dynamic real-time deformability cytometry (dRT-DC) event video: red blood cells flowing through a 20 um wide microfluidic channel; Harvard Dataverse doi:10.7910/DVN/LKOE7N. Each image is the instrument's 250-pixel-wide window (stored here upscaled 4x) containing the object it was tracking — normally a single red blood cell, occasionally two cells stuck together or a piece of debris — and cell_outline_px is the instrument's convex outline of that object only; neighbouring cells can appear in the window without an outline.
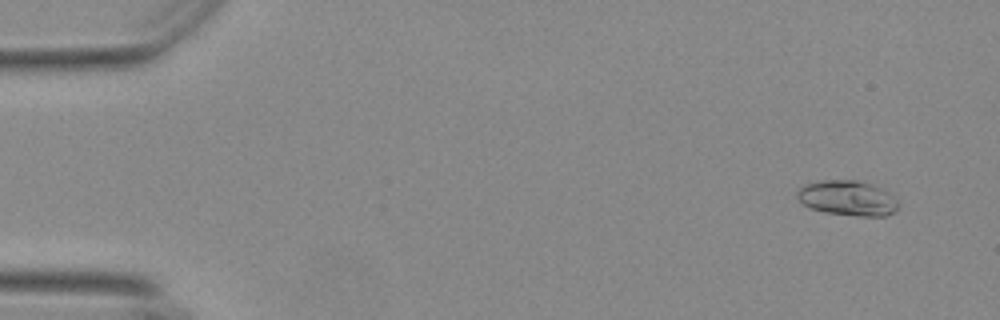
{"species": "Egyptian fruit bat (a non-hibernating species)", "species_latin": "Rousettus aegyptiacus", "temperature_condition": "warm", "stored_images_in_passage": 24, "camera_frame_rate_fps": 3000, "um_per_image_px": 0.085, "animal": {"sex": "female"}, "frame": {"image": 1, "passage_image": 2, "time_ms": 0.333, "image_size_px": [1000, 320], "cell_outline_px": [[896, 212], [888, 216], [860, 216], [824, 212], [808, 208], [796, 196], [796, 192], [804, 184], [820, 180], [856, 180], [872, 184], [884, 188], [896, 200]], "centroid_in_image_um": [72.03, 16.83], "position_along_channel_um": 13.0, "area_um2": 20.81}}
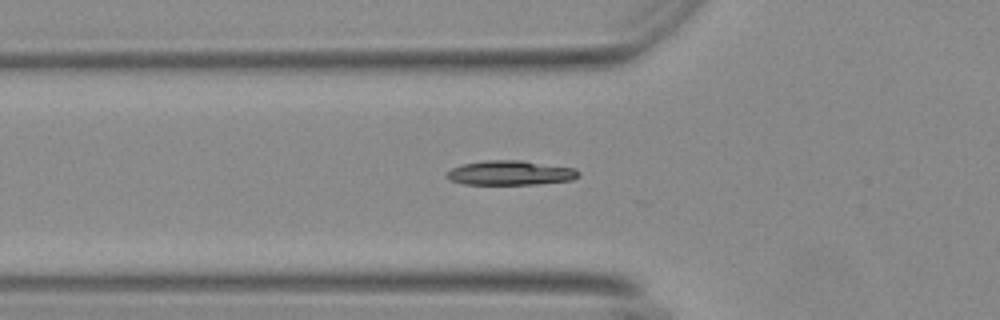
{"frame": {"image": 2, "passage_image": 18, "time_ms": 5.667, "image_size_px": [1000, 320], "cell_outline_px": [[580, 176], [572, 180], [536, 184], [464, 184], [452, 180], [444, 176], [452, 168], [464, 164], [484, 160], [520, 160], [576, 168], [580, 172]], "centroid_in_image_um": [43.42, 14.69], "position_along_channel_um": 82.4, "area_um2": 18.79}}
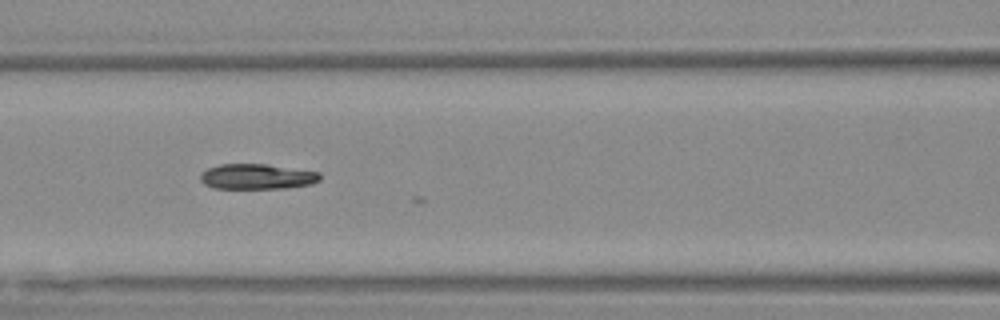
{"frame": {"image": 3, "passage_image": 23, "time_ms": 7.333, "image_size_px": [1000, 320], "cell_outline_px": [[320, 180], [312, 184], [284, 188], [212, 188], [204, 184], [200, 180], [200, 172], [208, 168], [220, 164], [268, 164], [320, 172]], "centroid_in_image_um": [21.83, 15.0], "position_along_channel_um": 144.8, "area_um2": 17.74}}